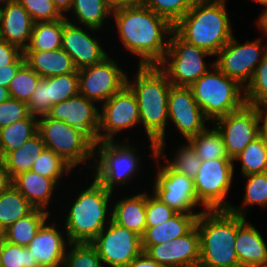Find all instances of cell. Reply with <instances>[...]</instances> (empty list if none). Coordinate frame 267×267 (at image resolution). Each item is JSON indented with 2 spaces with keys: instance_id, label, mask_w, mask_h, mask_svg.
<instances>
[{
  "instance_id": "cell-1",
  "label": "cell",
  "mask_w": 267,
  "mask_h": 267,
  "mask_svg": "<svg viewBox=\"0 0 267 267\" xmlns=\"http://www.w3.org/2000/svg\"><path fill=\"white\" fill-rule=\"evenodd\" d=\"M112 13L123 45L140 57L139 65H158L169 47L164 35L169 37L174 26L143 5L117 7Z\"/></svg>"
},
{
  "instance_id": "cell-2",
  "label": "cell",
  "mask_w": 267,
  "mask_h": 267,
  "mask_svg": "<svg viewBox=\"0 0 267 267\" xmlns=\"http://www.w3.org/2000/svg\"><path fill=\"white\" fill-rule=\"evenodd\" d=\"M136 81L126 79V85L137 99L140 122L150 139L152 155H164L166 124H168V95L172 84L157 65L138 66Z\"/></svg>"
},
{
  "instance_id": "cell-3",
  "label": "cell",
  "mask_w": 267,
  "mask_h": 267,
  "mask_svg": "<svg viewBox=\"0 0 267 267\" xmlns=\"http://www.w3.org/2000/svg\"><path fill=\"white\" fill-rule=\"evenodd\" d=\"M174 32L211 56L217 55L233 37L225 0H196L174 25Z\"/></svg>"
},
{
  "instance_id": "cell-4",
  "label": "cell",
  "mask_w": 267,
  "mask_h": 267,
  "mask_svg": "<svg viewBox=\"0 0 267 267\" xmlns=\"http://www.w3.org/2000/svg\"><path fill=\"white\" fill-rule=\"evenodd\" d=\"M202 267H241L235 252L237 214L230 210H204L196 220Z\"/></svg>"
},
{
  "instance_id": "cell-5",
  "label": "cell",
  "mask_w": 267,
  "mask_h": 267,
  "mask_svg": "<svg viewBox=\"0 0 267 267\" xmlns=\"http://www.w3.org/2000/svg\"><path fill=\"white\" fill-rule=\"evenodd\" d=\"M78 195L64 224L65 235L70 243H91L109 224L106 219L112 192L94 178L89 188Z\"/></svg>"
},
{
  "instance_id": "cell-6",
  "label": "cell",
  "mask_w": 267,
  "mask_h": 267,
  "mask_svg": "<svg viewBox=\"0 0 267 267\" xmlns=\"http://www.w3.org/2000/svg\"><path fill=\"white\" fill-rule=\"evenodd\" d=\"M203 76L197 79L189 88L194 99L208 120H215L242 108L246 104L238 81L229 78L214 63ZM213 71V72H212Z\"/></svg>"
},
{
  "instance_id": "cell-7",
  "label": "cell",
  "mask_w": 267,
  "mask_h": 267,
  "mask_svg": "<svg viewBox=\"0 0 267 267\" xmlns=\"http://www.w3.org/2000/svg\"><path fill=\"white\" fill-rule=\"evenodd\" d=\"M38 133L47 149L59 155L72 168L93 157L95 142L82 130L47 115L38 118Z\"/></svg>"
},
{
  "instance_id": "cell-8",
  "label": "cell",
  "mask_w": 267,
  "mask_h": 267,
  "mask_svg": "<svg viewBox=\"0 0 267 267\" xmlns=\"http://www.w3.org/2000/svg\"><path fill=\"white\" fill-rule=\"evenodd\" d=\"M208 55L211 54L187 43L173 31L168 50L157 66L166 74L172 86L190 87L208 71L203 60Z\"/></svg>"
},
{
  "instance_id": "cell-9",
  "label": "cell",
  "mask_w": 267,
  "mask_h": 267,
  "mask_svg": "<svg viewBox=\"0 0 267 267\" xmlns=\"http://www.w3.org/2000/svg\"><path fill=\"white\" fill-rule=\"evenodd\" d=\"M234 160L215 159L203 161L193 179L197 200L205 210H229L232 204L225 197L231 187Z\"/></svg>"
},
{
  "instance_id": "cell-10",
  "label": "cell",
  "mask_w": 267,
  "mask_h": 267,
  "mask_svg": "<svg viewBox=\"0 0 267 267\" xmlns=\"http://www.w3.org/2000/svg\"><path fill=\"white\" fill-rule=\"evenodd\" d=\"M98 148L99 160L94 177L109 191L114 185H124L127 180L138 171L140 158L129 144L115 143V141L95 142V151ZM134 150V151H133Z\"/></svg>"
},
{
  "instance_id": "cell-11",
  "label": "cell",
  "mask_w": 267,
  "mask_h": 267,
  "mask_svg": "<svg viewBox=\"0 0 267 267\" xmlns=\"http://www.w3.org/2000/svg\"><path fill=\"white\" fill-rule=\"evenodd\" d=\"M96 236L91 244L96 248L102 262L111 267H127L144 251L141 236L112 221Z\"/></svg>"
},
{
  "instance_id": "cell-12",
  "label": "cell",
  "mask_w": 267,
  "mask_h": 267,
  "mask_svg": "<svg viewBox=\"0 0 267 267\" xmlns=\"http://www.w3.org/2000/svg\"><path fill=\"white\" fill-rule=\"evenodd\" d=\"M215 128L223 138L230 159L240 153L260 136V120L257 107L245 104L242 108L216 119Z\"/></svg>"
},
{
  "instance_id": "cell-13",
  "label": "cell",
  "mask_w": 267,
  "mask_h": 267,
  "mask_svg": "<svg viewBox=\"0 0 267 267\" xmlns=\"http://www.w3.org/2000/svg\"><path fill=\"white\" fill-rule=\"evenodd\" d=\"M261 44V39L239 44L233 36L217 53L218 58L214 64L229 78L235 79L243 87H246L251 81L256 67L263 60L267 49L266 43L262 52Z\"/></svg>"
},
{
  "instance_id": "cell-14",
  "label": "cell",
  "mask_w": 267,
  "mask_h": 267,
  "mask_svg": "<svg viewBox=\"0 0 267 267\" xmlns=\"http://www.w3.org/2000/svg\"><path fill=\"white\" fill-rule=\"evenodd\" d=\"M79 94L93 102L107 101L125 85L127 75L109 56L78 70Z\"/></svg>"
},
{
  "instance_id": "cell-15",
  "label": "cell",
  "mask_w": 267,
  "mask_h": 267,
  "mask_svg": "<svg viewBox=\"0 0 267 267\" xmlns=\"http://www.w3.org/2000/svg\"><path fill=\"white\" fill-rule=\"evenodd\" d=\"M102 105V113L99 115L98 142L114 141L116 133L140 123L137 99L127 85Z\"/></svg>"
},
{
  "instance_id": "cell-16",
  "label": "cell",
  "mask_w": 267,
  "mask_h": 267,
  "mask_svg": "<svg viewBox=\"0 0 267 267\" xmlns=\"http://www.w3.org/2000/svg\"><path fill=\"white\" fill-rule=\"evenodd\" d=\"M154 183V194L177 213H193L199 202L192 178L177 173L167 164L160 163Z\"/></svg>"
},
{
  "instance_id": "cell-17",
  "label": "cell",
  "mask_w": 267,
  "mask_h": 267,
  "mask_svg": "<svg viewBox=\"0 0 267 267\" xmlns=\"http://www.w3.org/2000/svg\"><path fill=\"white\" fill-rule=\"evenodd\" d=\"M168 118L188 140L204 131L209 121L198 106L189 87L171 86L168 95Z\"/></svg>"
},
{
  "instance_id": "cell-18",
  "label": "cell",
  "mask_w": 267,
  "mask_h": 267,
  "mask_svg": "<svg viewBox=\"0 0 267 267\" xmlns=\"http://www.w3.org/2000/svg\"><path fill=\"white\" fill-rule=\"evenodd\" d=\"M100 112L94 102L81 94L54 104L47 116L64 121L69 126L85 132L94 142H98Z\"/></svg>"
},
{
  "instance_id": "cell-19",
  "label": "cell",
  "mask_w": 267,
  "mask_h": 267,
  "mask_svg": "<svg viewBox=\"0 0 267 267\" xmlns=\"http://www.w3.org/2000/svg\"><path fill=\"white\" fill-rule=\"evenodd\" d=\"M145 253L166 267H190L200 261V236L195 226L183 237L163 244L151 245Z\"/></svg>"
},
{
  "instance_id": "cell-20",
  "label": "cell",
  "mask_w": 267,
  "mask_h": 267,
  "mask_svg": "<svg viewBox=\"0 0 267 267\" xmlns=\"http://www.w3.org/2000/svg\"><path fill=\"white\" fill-rule=\"evenodd\" d=\"M69 54L77 70L102 62L108 54L99 42L81 27L63 17L62 47Z\"/></svg>"
},
{
  "instance_id": "cell-21",
  "label": "cell",
  "mask_w": 267,
  "mask_h": 267,
  "mask_svg": "<svg viewBox=\"0 0 267 267\" xmlns=\"http://www.w3.org/2000/svg\"><path fill=\"white\" fill-rule=\"evenodd\" d=\"M237 214L235 252L241 267H267V245L260 232L246 221V208L231 207Z\"/></svg>"
},
{
  "instance_id": "cell-22",
  "label": "cell",
  "mask_w": 267,
  "mask_h": 267,
  "mask_svg": "<svg viewBox=\"0 0 267 267\" xmlns=\"http://www.w3.org/2000/svg\"><path fill=\"white\" fill-rule=\"evenodd\" d=\"M1 4L4 6L1 7ZM0 4V38L22 51L28 46L34 22L17 1Z\"/></svg>"
},
{
  "instance_id": "cell-23",
  "label": "cell",
  "mask_w": 267,
  "mask_h": 267,
  "mask_svg": "<svg viewBox=\"0 0 267 267\" xmlns=\"http://www.w3.org/2000/svg\"><path fill=\"white\" fill-rule=\"evenodd\" d=\"M66 243L69 245L70 241L65 242L55 225L49 226L45 221L26 247L39 267H59L64 263Z\"/></svg>"
},
{
  "instance_id": "cell-24",
  "label": "cell",
  "mask_w": 267,
  "mask_h": 267,
  "mask_svg": "<svg viewBox=\"0 0 267 267\" xmlns=\"http://www.w3.org/2000/svg\"><path fill=\"white\" fill-rule=\"evenodd\" d=\"M200 213H176L160 225L146 227L141 236L143 251L145 252L151 245L163 244L185 236L196 226Z\"/></svg>"
},
{
  "instance_id": "cell-25",
  "label": "cell",
  "mask_w": 267,
  "mask_h": 267,
  "mask_svg": "<svg viewBox=\"0 0 267 267\" xmlns=\"http://www.w3.org/2000/svg\"><path fill=\"white\" fill-rule=\"evenodd\" d=\"M25 63L41 78L73 73L77 69L62 48L52 51H23Z\"/></svg>"
},
{
  "instance_id": "cell-26",
  "label": "cell",
  "mask_w": 267,
  "mask_h": 267,
  "mask_svg": "<svg viewBox=\"0 0 267 267\" xmlns=\"http://www.w3.org/2000/svg\"><path fill=\"white\" fill-rule=\"evenodd\" d=\"M58 184L51 178L43 177L32 170L13 178V186L37 209L45 210L53 190Z\"/></svg>"
},
{
  "instance_id": "cell-27",
  "label": "cell",
  "mask_w": 267,
  "mask_h": 267,
  "mask_svg": "<svg viewBox=\"0 0 267 267\" xmlns=\"http://www.w3.org/2000/svg\"><path fill=\"white\" fill-rule=\"evenodd\" d=\"M110 213L112 221L117 225L127 228L139 236L146 229V193L135 194L115 202Z\"/></svg>"
},
{
  "instance_id": "cell-28",
  "label": "cell",
  "mask_w": 267,
  "mask_h": 267,
  "mask_svg": "<svg viewBox=\"0 0 267 267\" xmlns=\"http://www.w3.org/2000/svg\"><path fill=\"white\" fill-rule=\"evenodd\" d=\"M45 148L41 135L37 133L23 146L7 153L2 161L12 179L21 173L30 171Z\"/></svg>"
},
{
  "instance_id": "cell-29",
  "label": "cell",
  "mask_w": 267,
  "mask_h": 267,
  "mask_svg": "<svg viewBox=\"0 0 267 267\" xmlns=\"http://www.w3.org/2000/svg\"><path fill=\"white\" fill-rule=\"evenodd\" d=\"M38 133V119L28 115L25 119L0 129V159L20 148Z\"/></svg>"
},
{
  "instance_id": "cell-30",
  "label": "cell",
  "mask_w": 267,
  "mask_h": 267,
  "mask_svg": "<svg viewBox=\"0 0 267 267\" xmlns=\"http://www.w3.org/2000/svg\"><path fill=\"white\" fill-rule=\"evenodd\" d=\"M48 217L49 211L47 209L34 208L28 215L5 229V240L26 247Z\"/></svg>"
},
{
  "instance_id": "cell-31",
  "label": "cell",
  "mask_w": 267,
  "mask_h": 267,
  "mask_svg": "<svg viewBox=\"0 0 267 267\" xmlns=\"http://www.w3.org/2000/svg\"><path fill=\"white\" fill-rule=\"evenodd\" d=\"M63 18L55 21L36 22L28 46L24 51H52L62 47Z\"/></svg>"
},
{
  "instance_id": "cell-32",
  "label": "cell",
  "mask_w": 267,
  "mask_h": 267,
  "mask_svg": "<svg viewBox=\"0 0 267 267\" xmlns=\"http://www.w3.org/2000/svg\"><path fill=\"white\" fill-rule=\"evenodd\" d=\"M112 10L109 0H73L69 12L74 13L79 23L95 31L112 15Z\"/></svg>"
},
{
  "instance_id": "cell-33",
  "label": "cell",
  "mask_w": 267,
  "mask_h": 267,
  "mask_svg": "<svg viewBox=\"0 0 267 267\" xmlns=\"http://www.w3.org/2000/svg\"><path fill=\"white\" fill-rule=\"evenodd\" d=\"M187 142L193 147L202 162L215 159H230L223 138L215 127L214 129L206 128L198 135L188 139Z\"/></svg>"
},
{
  "instance_id": "cell-34",
  "label": "cell",
  "mask_w": 267,
  "mask_h": 267,
  "mask_svg": "<svg viewBox=\"0 0 267 267\" xmlns=\"http://www.w3.org/2000/svg\"><path fill=\"white\" fill-rule=\"evenodd\" d=\"M33 209L34 207L13 185L0 194V224L4 229L28 215Z\"/></svg>"
},
{
  "instance_id": "cell-35",
  "label": "cell",
  "mask_w": 267,
  "mask_h": 267,
  "mask_svg": "<svg viewBox=\"0 0 267 267\" xmlns=\"http://www.w3.org/2000/svg\"><path fill=\"white\" fill-rule=\"evenodd\" d=\"M234 160L242 162L243 176L267 172V143L259 136Z\"/></svg>"
},
{
  "instance_id": "cell-36",
  "label": "cell",
  "mask_w": 267,
  "mask_h": 267,
  "mask_svg": "<svg viewBox=\"0 0 267 267\" xmlns=\"http://www.w3.org/2000/svg\"><path fill=\"white\" fill-rule=\"evenodd\" d=\"M40 79L41 77L25 63L9 84L10 98L28 103Z\"/></svg>"
},
{
  "instance_id": "cell-37",
  "label": "cell",
  "mask_w": 267,
  "mask_h": 267,
  "mask_svg": "<svg viewBox=\"0 0 267 267\" xmlns=\"http://www.w3.org/2000/svg\"><path fill=\"white\" fill-rule=\"evenodd\" d=\"M79 93L78 70L73 73L48 77V101L53 105Z\"/></svg>"
},
{
  "instance_id": "cell-38",
  "label": "cell",
  "mask_w": 267,
  "mask_h": 267,
  "mask_svg": "<svg viewBox=\"0 0 267 267\" xmlns=\"http://www.w3.org/2000/svg\"><path fill=\"white\" fill-rule=\"evenodd\" d=\"M246 104L267 105V49L261 63L256 67L251 81L245 87Z\"/></svg>"
},
{
  "instance_id": "cell-39",
  "label": "cell",
  "mask_w": 267,
  "mask_h": 267,
  "mask_svg": "<svg viewBox=\"0 0 267 267\" xmlns=\"http://www.w3.org/2000/svg\"><path fill=\"white\" fill-rule=\"evenodd\" d=\"M72 169L73 168L59 155L52 150L45 148V150L33 164L31 170L43 177L53 179L59 186L60 183H58V179L61 178V176L64 174V171L66 174V172H71Z\"/></svg>"
},
{
  "instance_id": "cell-40",
  "label": "cell",
  "mask_w": 267,
  "mask_h": 267,
  "mask_svg": "<svg viewBox=\"0 0 267 267\" xmlns=\"http://www.w3.org/2000/svg\"><path fill=\"white\" fill-rule=\"evenodd\" d=\"M196 0H145L143 6L167 19L173 26L190 10Z\"/></svg>"
},
{
  "instance_id": "cell-41",
  "label": "cell",
  "mask_w": 267,
  "mask_h": 267,
  "mask_svg": "<svg viewBox=\"0 0 267 267\" xmlns=\"http://www.w3.org/2000/svg\"><path fill=\"white\" fill-rule=\"evenodd\" d=\"M63 267H103L96 248L91 243H70Z\"/></svg>"
},
{
  "instance_id": "cell-42",
  "label": "cell",
  "mask_w": 267,
  "mask_h": 267,
  "mask_svg": "<svg viewBox=\"0 0 267 267\" xmlns=\"http://www.w3.org/2000/svg\"><path fill=\"white\" fill-rule=\"evenodd\" d=\"M0 267H39L27 247L3 240L0 243Z\"/></svg>"
},
{
  "instance_id": "cell-43",
  "label": "cell",
  "mask_w": 267,
  "mask_h": 267,
  "mask_svg": "<svg viewBox=\"0 0 267 267\" xmlns=\"http://www.w3.org/2000/svg\"><path fill=\"white\" fill-rule=\"evenodd\" d=\"M177 152L174 160L170 161L167 159V165L177 173L184 174L194 179L200 169L202 161L189 143L186 145L184 144Z\"/></svg>"
},
{
  "instance_id": "cell-44",
  "label": "cell",
  "mask_w": 267,
  "mask_h": 267,
  "mask_svg": "<svg viewBox=\"0 0 267 267\" xmlns=\"http://www.w3.org/2000/svg\"><path fill=\"white\" fill-rule=\"evenodd\" d=\"M244 177L248 178L247 186L245 187V196L243 204L245 206L267 205V172L249 174Z\"/></svg>"
},
{
  "instance_id": "cell-45",
  "label": "cell",
  "mask_w": 267,
  "mask_h": 267,
  "mask_svg": "<svg viewBox=\"0 0 267 267\" xmlns=\"http://www.w3.org/2000/svg\"><path fill=\"white\" fill-rule=\"evenodd\" d=\"M30 14L34 23L55 21L62 19V15L55 7L53 0H17Z\"/></svg>"
},
{
  "instance_id": "cell-46",
  "label": "cell",
  "mask_w": 267,
  "mask_h": 267,
  "mask_svg": "<svg viewBox=\"0 0 267 267\" xmlns=\"http://www.w3.org/2000/svg\"><path fill=\"white\" fill-rule=\"evenodd\" d=\"M175 212L167 204L163 203L155 194L149 196L146 193V227H155L169 220Z\"/></svg>"
},
{
  "instance_id": "cell-47",
  "label": "cell",
  "mask_w": 267,
  "mask_h": 267,
  "mask_svg": "<svg viewBox=\"0 0 267 267\" xmlns=\"http://www.w3.org/2000/svg\"><path fill=\"white\" fill-rule=\"evenodd\" d=\"M53 104L48 101V78H41L27 103L29 115L42 117L49 113Z\"/></svg>"
},
{
  "instance_id": "cell-48",
  "label": "cell",
  "mask_w": 267,
  "mask_h": 267,
  "mask_svg": "<svg viewBox=\"0 0 267 267\" xmlns=\"http://www.w3.org/2000/svg\"><path fill=\"white\" fill-rule=\"evenodd\" d=\"M28 115L27 103L9 98L0 103V129L23 120Z\"/></svg>"
},
{
  "instance_id": "cell-49",
  "label": "cell",
  "mask_w": 267,
  "mask_h": 267,
  "mask_svg": "<svg viewBox=\"0 0 267 267\" xmlns=\"http://www.w3.org/2000/svg\"><path fill=\"white\" fill-rule=\"evenodd\" d=\"M8 64H25L23 51L0 38V67Z\"/></svg>"
},
{
  "instance_id": "cell-50",
  "label": "cell",
  "mask_w": 267,
  "mask_h": 267,
  "mask_svg": "<svg viewBox=\"0 0 267 267\" xmlns=\"http://www.w3.org/2000/svg\"><path fill=\"white\" fill-rule=\"evenodd\" d=\"M23 65L24 64H8L0 67V86L8 88L11 80Z\"/></svg>"
},
{
  "instance_id": "cell-51",
  "label": "cell",
  "mask_w": 267,
  "mask_h": 267,
  "mask_svg": "<svg viewBox=\"0 0 267 267\" xmlns=\"http://www.w3.org/2000/svg\"><path fill=\"white\" fill-rule=\"evenodd\" d=\"M127 267H166L151 259L145 252L134 258Z\"/></svg>"
},
{
  "instance_id": "cell-52",
  "label": "cell",
  "mask_w": 267,
  "mask_h": 267,
  "mask_svg": "<svg viewBox=\"0 0 267 267\" xmlns=\"http://www.w3.org/2000/svg\"><path fill=\"white\" fill-rule=\"evenodd\" d=\"M13 185V179L0 159V194L7 191Z\"/></svg>"
},
{
  "instance_id": "cell-53",
  "label": "cell",
  "mask_w": 267,
  "mask_h": 267,
  "mask_svg": "<svg viewBox=\"0 0 267 267\" xmlns=\"http://www.w3.org/2000/svg\"><path fill=\"white\" fill-rule=\"evenodd\" d=\"M261 106H263V108L265 107L266 110L264 111V109L261 108ZM261 106H256L257 107V112H258V115H259V120H260V122L263 121V124L262 125L260 124V136L267 143V105H261ZM263 114H264V116H263Z\"/></svg>"
},
{
  "instance_id": "cell-54",
  "label": "cell",
  "mask_w": 267,
  "mask_h": 267,
  "mask_svg": "<svg viewBox=\"0 0 267 267\" xmlns=\"http://www.w3.org/2000/svg\"><path fill=\"white\" fill-rule=\"evenodd\" d=\"M145 0H109L111 7L117 8L121 6H141Z\"/></svg>"
},
{
  "instance_id": "cell-55",
  "label": "cell",
  "mask_w": 267,
  "mask_h": 267,
  "mask_svg": "<svg viewBox=\"0 0 267 267\" xmlns=\"http://www.w3.org/2000/svg\"><path fill=\"white\" fill-rule=\"evenodd\" d=\"M53 2L58 11L64 16L63 11L68 12L73 4V0H53Z\"/></svg>"
},
{
  "instance_id": "cell-56",
  "label": "cell",
  "mask_w": 267,
  "mask_h": 267,
  "mask_svg": "<svg viewBox=\"0 0 267 267\" xmlns=\"http://www.w3.org/2000/svg\"><path fill=\"white\" fill-rule=\"evenodd\" d=\"M259 27L267 34V8L263 11V13L258 18Z\"/></svg>"
},
{
  "instance_id": "cell-57",
  "label": "cell",
  "mask_w": 267,
  "mask_h": 267,
  "mask_svg": "<svg viewBox=\"0 0 267 267\" xmlns=\"http://www.w3.org/2000/svg\"><path fill=\"white\" fill-rule=\"evenodd\" d=\"M10 98L8 88H4L0 86V103L6 101Z\"/></svg>"
},
{
  "instance_id": "cell-58",
  "label": "cell",
  "mask_w": 267,
  "mask_h": 267,
  "mask_svg": "<svg viewBox=\"0 0 267 267\" xmlns=\"http://www.w3.org/2000/svg\"><path fill=\"white\" fill-rule=\"evenodd\" d=\"M5 240V229L0 224V243Z\"/></svg>"
},
{
  "instance_id": "cell-59",
  "label": "cell",
  "mask_w": 267,
  "mask_h": 267,
  "mask_svg": "<svg viewBox=\"0 0 267 267\" xmlns=\"http://www.w3.org/2000/svg\"><path fill=\"white\" fill-rule=\"evenodd\" d=\"M254 1L266 6V8H267V0H254Z\"/></svg>"
},
{
  "instance_id": "cell-60",
  "label": "cell",
  "mask_w": 267,
  "mask_h": 267,
  "mask_svg": "<svg viewBox=\"0 0 267 267\" xmlns=\"http://www.w3.org/2000/svg\"><path fill=\"white\" fill-rule=\"evenodd\" d=\"M10 1H15V0H0V4L4 2H10Z\"/></svg>"
},
{
  "instance_id": "cell-61",
  "label": "cell",
  "mask_w": 267,
  "mask_h": 267,
  "mask_svg": "<svg viewBox=\"0 0 267 267\" xmlns=\"http://www.w3.org/2000/svg\"><path fill=\"white\" fill-rule=\"evenodd\" d=\"M190 267H202V266H200V265L198 264V265H195V266H190Z\"/></svg>"
}]
</instances>
